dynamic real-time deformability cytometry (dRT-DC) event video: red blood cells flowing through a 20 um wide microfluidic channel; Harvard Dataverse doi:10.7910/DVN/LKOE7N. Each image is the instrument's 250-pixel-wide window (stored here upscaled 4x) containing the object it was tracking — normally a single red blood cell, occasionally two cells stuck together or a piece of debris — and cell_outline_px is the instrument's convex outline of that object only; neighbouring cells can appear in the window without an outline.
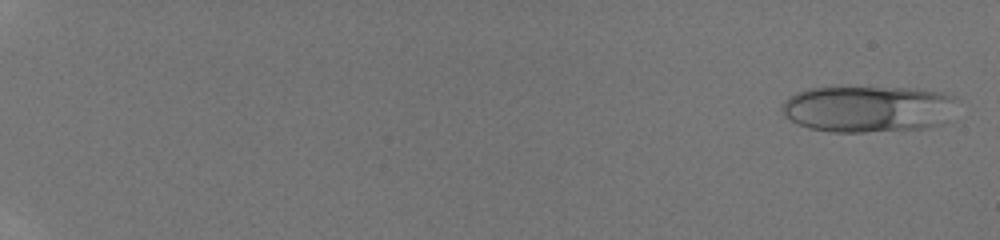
{"species": "human", "species_latin": "Homo sapiens", "temperature_condition": "room temperature", "stored_images_in_passage": 46, "camera_frame_rate_fps": 3000, "um_per_image_px": 0.085, "donor": {"sex": "male"}, "frame": {"image": 1, "passage_image": 2, "time_ms": 0.333, "image_size_px": [1000, 240], "cell_outline_px": [[956, 100], [940, 124], [920, 128], [864, 132], [832, 132], [808, 128], [796, 124], [784, 116], [780, 108], [784, 100], [788, 96], [796, 92], [808, 88], [840, 84], [904, 88], [940, 92], [956, 96]], "centroid_in_image_um": [73.61, 9.2], "position_along_channel_um": 11.4, "area_um2": 48.38}}
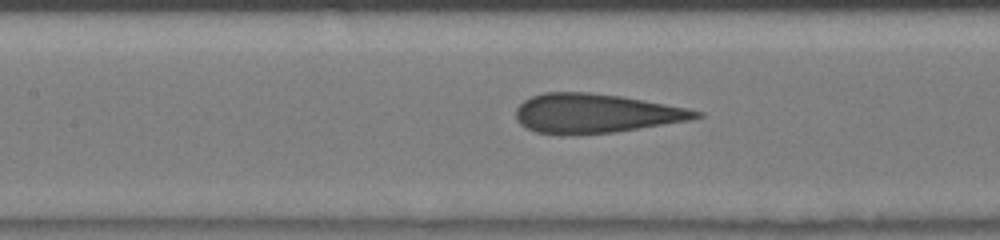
{"frame": {"image": 2, "passage_image": 25, "time_ms": 8.0, "image_size_px": [1000, 240], "cell_outline_px": [[704, 116], [688, 120], [612, 132], [572, 136], [536, 132], [520, 124], [516, 120], [516, 108], [524, 100], [532, 96], [544, 92], [588, 92], [620, 96], [688, 108], [704, 112]], "centroid_in_image_um": [50.58, 9.64], "position_along_channel_um": 156.8, "area_um2": 41.1}}
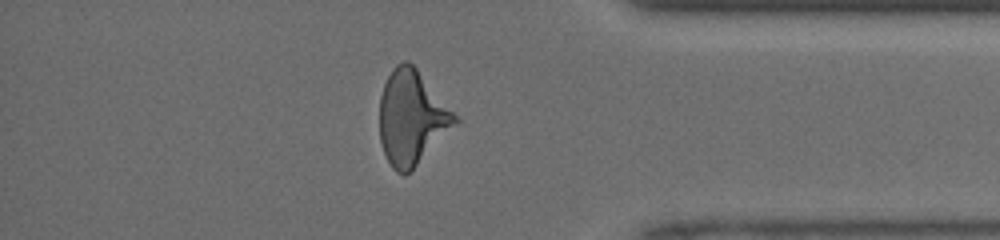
{"frame": {"image": 3, "passage_image": 41, "time_ms": 13.333, "image_size_px": [1000, 240], "cell_outline_px": [[460, 120], [404, 176], [396, 172], [392, 168], [384, 152], [380, 140], [380, 96], [384, 84], [392, 68], [396, 64], [404, 60], [408, 60], [416, 68]], "centroid_in_image_um": [34.96, 9.98], "position_along_channel_um": 400.2, "area_um2": 40.52}}